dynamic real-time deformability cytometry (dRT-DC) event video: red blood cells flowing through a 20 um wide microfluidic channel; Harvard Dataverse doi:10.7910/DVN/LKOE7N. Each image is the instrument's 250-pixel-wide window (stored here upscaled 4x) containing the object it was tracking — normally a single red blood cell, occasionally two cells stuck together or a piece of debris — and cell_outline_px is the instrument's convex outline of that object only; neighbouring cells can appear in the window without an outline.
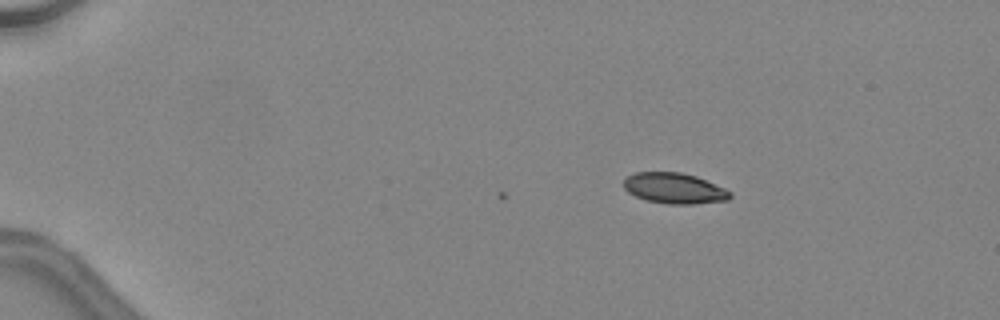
{"species": "common noctule bat (a hibernating species)", "species_latin": "Nyctalus noctula", "temperature_condition": "warm", "stored_images_in_passage": 2, "camera_frame_rate_fps": 3000, "um_per_image_px": 0.085, "animal": {"sex": "female", "body_mass_g": 24.6, "forearm_length_mm": 56.2}, "frame": {"image": 1, "passage_image": 2, "time_ms": 0.333, "image_size_px": [1000, 320], "cell_outline_px": [[732, 196], [728, 200], [692, 204], [668, 204], [648, 200], [636, 196], [628, 192], [624, 188], [624, 176], [636, 172], [680, 172], [696, 176], [724, 188], [732, 192]], "centroid_in_image_um": [57.31, 16.0], "position_along_channel_um": 27.7, "area_um2": 19.02}}